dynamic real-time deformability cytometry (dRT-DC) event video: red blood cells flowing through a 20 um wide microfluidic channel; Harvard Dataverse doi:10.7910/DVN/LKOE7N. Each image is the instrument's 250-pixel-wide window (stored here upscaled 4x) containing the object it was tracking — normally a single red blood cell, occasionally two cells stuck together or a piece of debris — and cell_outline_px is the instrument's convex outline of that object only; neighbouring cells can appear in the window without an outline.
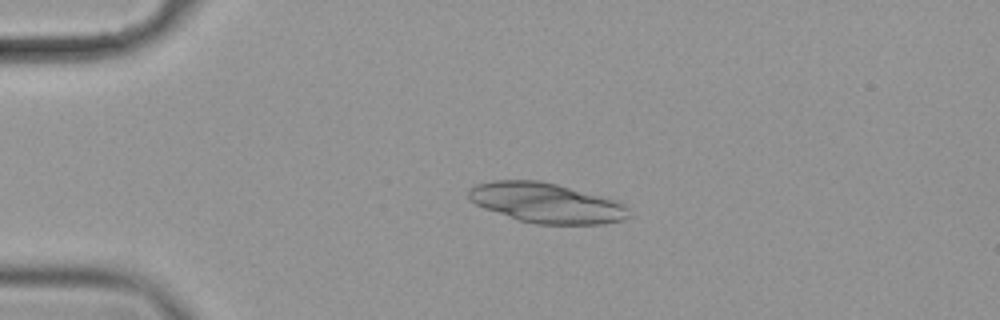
{"species": "common noctule bat (a hibernating species)", "species_latin": "Nyctalus noctula", "temperature_condition": "cold", "stored_images_in_passage": 4, "camera_frame_rate_fps": 3000, "um_per_image_px": 0.085, "animal": {"sex": "female", "body_mass_g": 19.9}, "frame": {"image": 1, "passage_image": 3, "time_ms": 0.667, "image_size_px": [1000, 320], "cell_outline_px": [[628, 216], [624, 220], [604, 224], [536, 224], [520, 220], [484, 208], [476, 204], [468, 196], [468, 188], [476, 184], [492, 180], [540, 180], [556, 184], [616, 200], [624, 204], [628, 208]], "centroid_in_image_um": [46.43, 17.24], "position_along_channel_um": 38.6, "area_um2": 37.11}}